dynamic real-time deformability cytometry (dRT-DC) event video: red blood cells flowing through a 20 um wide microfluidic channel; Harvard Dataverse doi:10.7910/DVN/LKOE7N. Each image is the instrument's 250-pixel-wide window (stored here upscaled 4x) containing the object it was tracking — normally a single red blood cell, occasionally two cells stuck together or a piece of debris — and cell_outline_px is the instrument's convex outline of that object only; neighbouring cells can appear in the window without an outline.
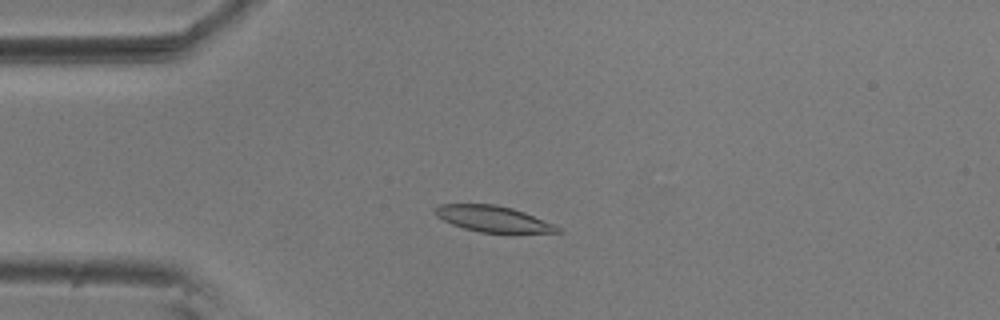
{"species": "common noctule bat (a hibernating species)", "species_latin": "Nyctalus noctula", "temperature_condition": "room temperature", "stored_images_in_passage": 54, "camera_frame_rate_fps": 3000, "um_per_image_px": 0.085, "animal": {"sex": "male", "body_mass_g": 20.5, "forearm_length_mm": 52.5}, "frame": {"image": 1, "passage_image": 12, "time_ms": 3.667, "image_size_px": [1000, 320], "cell_outline_px": [[564, 232], [480, 232], [464, 228], [452, 224], [436, 216], [432, 212], [432, 208], [440, 204], [496, 204], [512, 208], [524, 212], [556, 224]], "centroid_in_image_um": [41.88, 18.58], "position_along_channel_um": 43.1, "area_um2": 18.55}}
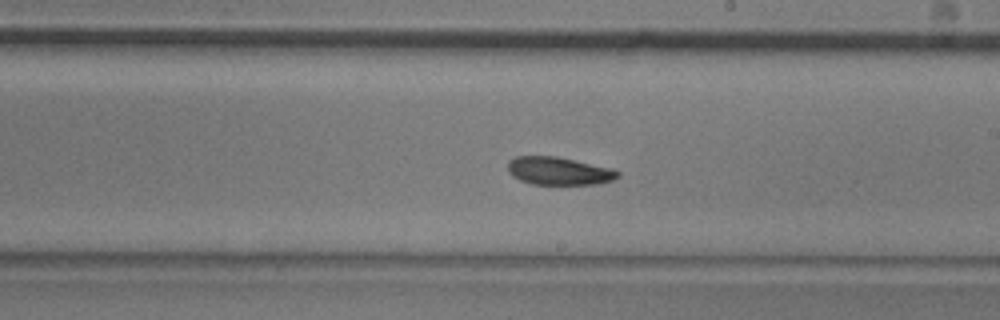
{"frame": {"image": 2, "passage_image": 30, "time_ms": 9.667, "image_size_px": [1000, 320], "cell_outline_px": [[620, 176], [612, 180], [596, 184], [532, 184], [520, 180], [512, 176], [508, 172], [508, 160], [516, 156], [556, 156], [612, 168], [620, 172]], "centroid_in_image_um": [47.48, 14.53], "position_along_channel_um": 241.5, "area_um2": 17.92}}
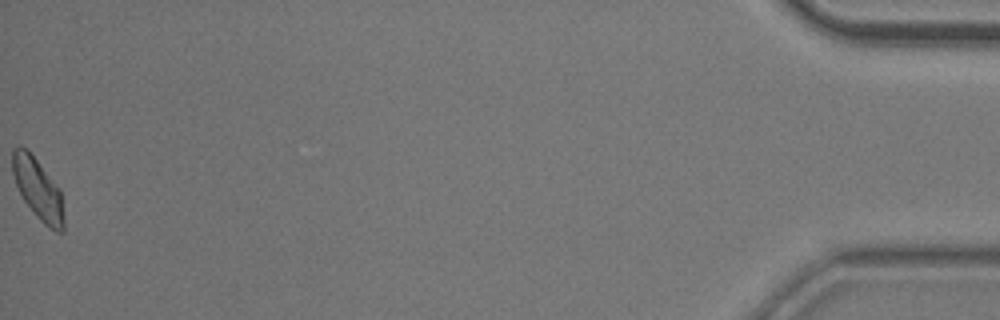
{"frame": {"image": 3, "passage_image": 54, "time_ms": 17.667, "image_size_px": [1000, 320], "cell_outline_px": [[64, 232], [56, 232], [48, 228], [36, 216], [24, 200], [16, 184], [12, 172], [12, 148], [20, 144], [36, 160], [60, 188], [64, 216]], "centroid_in_image_um": [3.24, 16.1], "position_along_channel_um": 432.0, "area_um2": 18.21}, "authors_computed_cell_mechanics": {"area_um2": 18.5827, "velocity_mm_per_s": 3.6462, "shape_relaxation_time_tau1_ms": 4.8367, "shape_relaxation_time_tau2_ms": 7.37, "deformation_change_tau1": 0.1276, "deformation_change_tau2": 0.1205}}